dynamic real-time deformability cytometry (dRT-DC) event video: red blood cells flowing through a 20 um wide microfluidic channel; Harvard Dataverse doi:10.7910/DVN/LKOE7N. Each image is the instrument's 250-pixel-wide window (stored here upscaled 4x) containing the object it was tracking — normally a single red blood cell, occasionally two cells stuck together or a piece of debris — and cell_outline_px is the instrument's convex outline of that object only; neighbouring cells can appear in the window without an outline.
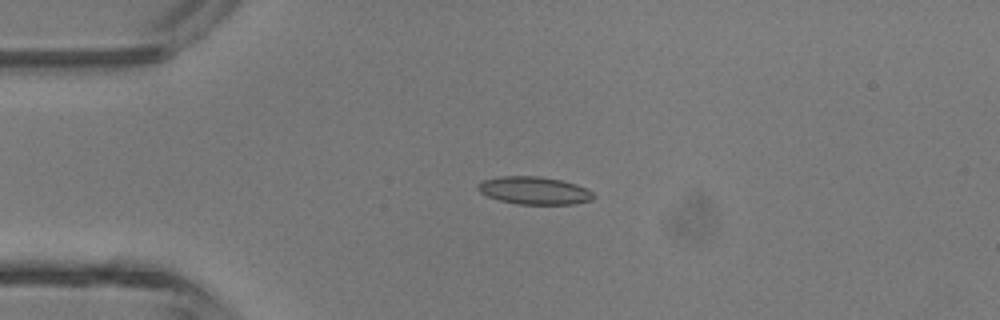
{"species": "common noctule bat (a hibernating species)", "species_latin": "Nyctalus noctula", "temperature_condition": "room temperature", "stored_images_in_passage": 5, "camera_frame_rate_fps": 3000, "um_per_image_px": 0.085, "animal": {"sex": "male", "body_mass_g": 13.3}, "frame": {"image": 1, "passage_image": 4, "time_ms": 3.333, "image_size_px": [1000, 320], "cell_outline_px": [[596, 196], [592, 200], [572, 204], [516, 204], [500, 200], [488, 196], [480, 192], [476, 188], [476, 184], [484, 180], [500, 176], [540, 176], [560, 180], [576, 184], [592, 192]], "centroid_in_image_um": [45.39, 16.19], "position_along_channel_um": 39.6, "area_um2": 18.61}}